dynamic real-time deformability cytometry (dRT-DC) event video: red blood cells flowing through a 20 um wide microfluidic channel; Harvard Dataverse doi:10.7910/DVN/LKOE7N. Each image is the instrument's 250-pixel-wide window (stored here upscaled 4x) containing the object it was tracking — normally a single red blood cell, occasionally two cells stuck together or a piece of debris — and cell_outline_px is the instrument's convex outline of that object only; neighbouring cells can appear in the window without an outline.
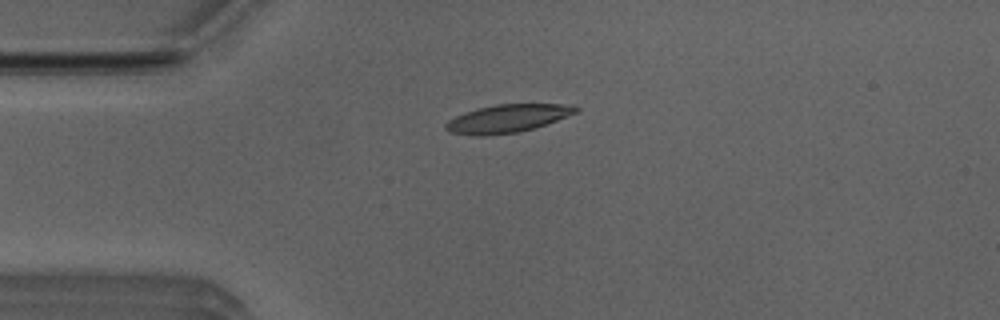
{"species": "Egyptian fruit bat (a non-hibernating species)", "species_latin": "Rousettus aegyptiacus", "temperature_condition": "room temperature", "stored_images_in_passage": 42, "camera_frame_rate_fps": 3000, "um_per_image_px": 0.085, "animal": {"sex": "male"}, "frame": {"image": 1, "passage_image": 3, "time_ms": 0.667, "image_size_px": [1000, 320], "cell_outline_px": [[580, 108], [576, 112], [556, 120], [532, 128], [516, 132], [484, 136], [476, 136], [452, 132], [444, 128], [444, 124], [448, 120], [464, 112], [476, 108], [496, 104], [560, 104]], "centroid_in_image_um": [43.05, 10.07], "position_along_channel_um": 42.0, "area_um2": 20.87}}
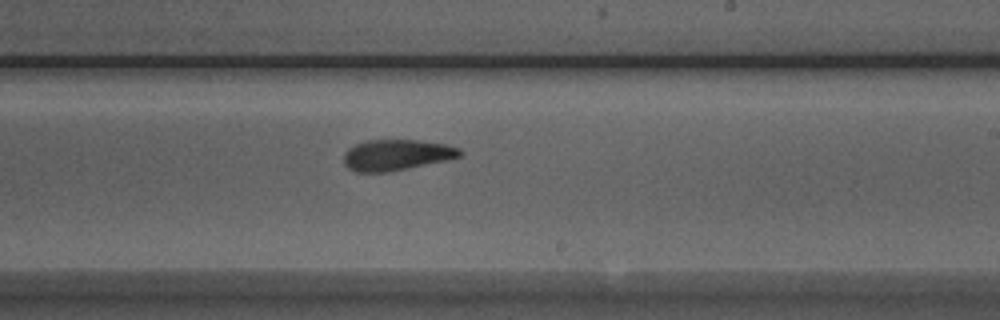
{"frame": {"image": 2, "passage_image": 21, "time_ms": 6.667, "image_size_px": [1000, 320], "cell_outline_px": [[464, 152], [460, 156], [448, 160], [388, 172], [356, 172], [348, 168], [344, 164], [344, 152], [348, 148], [356, 144], [368, 140], [416, 140], [448, 144], [460, 148]], "centroid_in_image_um": [33.72, 13.17], "position_along_channel_um": 255.3, "area_um2": 21.04}}
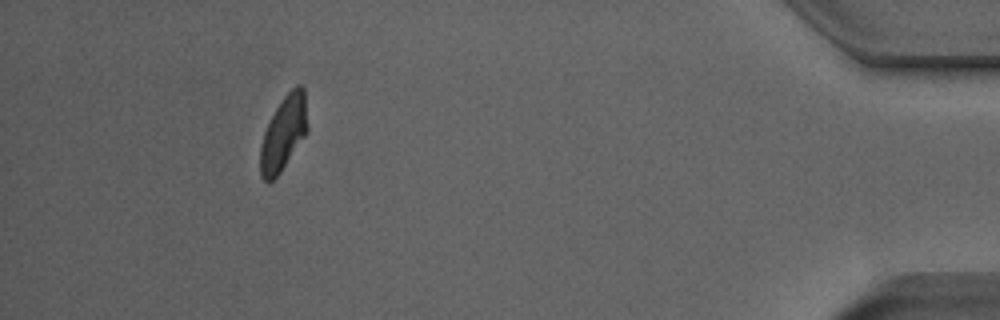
{"frame": {"image": 3, "passage_image": 38, "time_ms": 12.333, "image_size_px": [1000, 320], "cell_outline_px": [[308, 132], [280, 172], [272, 180], [264, 180], [260, 176], [260, 148], [264, 132], [276, 108], [284, 96], [296, 84], [300, 84], [304, 88], [308, 124]], "centroid_in_image_um": [24.12, 11.3], "position_along_channel_um": 411.1, "area_um2": 20.35}, "authors_computed_cell_mechanics": {"area_um2": 21.0392, "velocity_mm_per_s": 3.9193, "shape_relaxation_time_tau1_ms": 8.7488, "shape_relaxation_time_tau2_ms": 2.3518, "deformation_change_tau1": 0.254, "deformation_change_tau2": 0.1006}}